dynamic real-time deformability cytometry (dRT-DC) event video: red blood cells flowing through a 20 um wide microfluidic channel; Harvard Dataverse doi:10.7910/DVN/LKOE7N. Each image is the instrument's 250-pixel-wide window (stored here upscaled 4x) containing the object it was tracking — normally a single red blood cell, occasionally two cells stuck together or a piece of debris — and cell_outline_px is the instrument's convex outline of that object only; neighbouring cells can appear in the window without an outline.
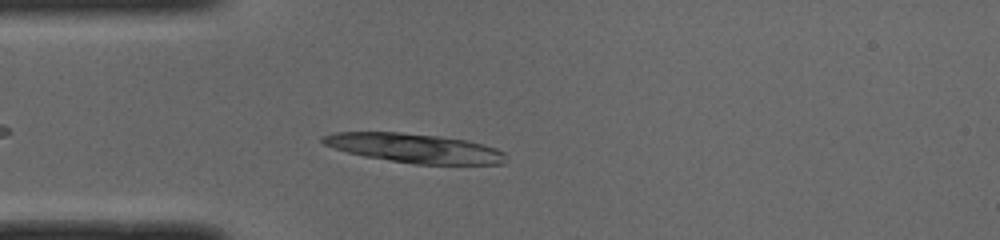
{"species": "common noctule bat (a hibernating species)", "species_latin": "Nyctalus noctula", "temperature_condition": "cold", "stored_images_in_passage": 42, "camera_frame_rate_fps": 3000, "um_per_image_px": 0.085, "animal": {"sex": "male", "body_mass_g": 19.0, "forearm_length_mm": 50.8}, "frame": {"image": 1, "passage_image": 6, "time_ms": 1.667, "image_size_px": [1000, 240], "cell_outline_px": [[504, 164], [416, 164], [364, 156], [348, 152], [324, 144], [320, 140], [320, 136], [336, 132], [400, 132], [436, 136], [468, 140], [484, 144], [496, 148], [504, 152]], "centroid_in_image_um": [35.23, 12.59], "position_along_channel_um": 49.8, "area_um2": 30.92}}